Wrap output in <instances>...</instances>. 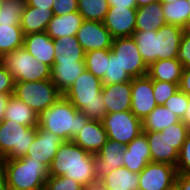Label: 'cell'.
<instances>
[{
    "label": "cell",
    "mask_w": 190,
    "mask_h": 190,
    "mask_svg": "<svg viewBox=\"0 0 190 190\" xmlns=\"http://www.w3.org/2000/svg\"><path fill=\"white\" fill-rule=\"evenodd\" d=\"M49 176L72 178L82 186L96 182L95 155L83 150L71 141H63L50 167Z\"/></svg>",
    "instance_id": "cell-1"
},
{
    "label": "cell",
    "mask_w": 190,
    "mask_h": 190,
    "mask_svg": "<svg viewBox=\"0 0 190 190\" xmlns=\"http://www.w3.org/2000/svg\"><path fill=\"white\" fill-rule=\"evenodd\" d=\"M89 118L79 111L64 95L48 109L38 114V126L51 131L64 141H71Z\"/></svg>",
    "instance_id": "cell-2"
},
{
    "label": "cell",
    "mask_w": 190,
    "mask_h": 190,
    "mask_svg": "<svg viewBox=\"0 0 190 190\" xmlns=\"http://www.w3.org/2000/svg\"><path fill=\"white\" fill-rule=\"evenodd\" d=\"M102 86L101 79L86 69L63 95L89 120L102 122L107 115Z\"/></svg>",
    "instance_id": "cell-3"
},
{
    "label": "cell",
    "mask_w": 190,
    "mask_h": 190,
    "mask_svg": "<svg viewBox=\"0 0 190 190\" xmlns=\"http://www.w3.org/2000/svg\"><path fill=\"white\" fill-rule=\"evenodd\" d=\"M0 174L10 190H44L49 177L45 164L26 156L0 160Z\"/></svg>",
    "instance_id": "cell-4"
},
{
    "label": "cell",
    "mask_w": 190,
    "mask_h": 190,
    "mask_svg": "<svg viewBox=\"0 0 190 190\" xmlns=\"http://www.w3.org/2000/svg\"><path fill=\"white\" fill-rule=\"evenodd\" d=\"M0 62L13 76L15 82H35L51 79V67L38 62L23 47L3 55Z\"/></svg>",
    "instance_id": "cell-5"
},
{
    "label": "cell",
    "mask_w": 190,
    "mask_h": 190,
    "mask_svg": "<svg viewBox=\"0 0 190 190\" xmlns=\"http://www.w3.org/2000/svg\"><path fill=\"white\" fill-rule=\"evenodd\" d=\"M36 132L37 127H28L11 120L0 122V160L25 156Z\"/></svg>",
    "instance_id": "cell-6"
},
{
    "label": "cell",
    "mask_w": 190,
    "mask_h": 190,
    "mask_svg": "<svg viewBox=\"0 0 190 190\" xmlns=\"http://www.w3.org/2000/svg\"><path fill=\"white\" fill-rule=\"evenodd\" d=\"M18 100L33 109L37 115L53 105L63 94L51 79L35 82H15L14 93Z\"/></svg>",
    "instance_id": "cell-7"
},
{
    "label": "cell",
    "mask_w": 190,
    "mask_h": 190,
    "mask_svg": "<svg viewBox=\"0 0 190 190\" xmlns=\"http://www.w3.org/2000/svg\"><path fill=\"white\" fill-rule=\"evenodd\" d=\"M108 139L126 146L138 137L142 130V120L131 111L107 114L102 120Z\"/></svg>",
    "instance_id": "cell-8"
},
{
    "label": "cell",
    "mask_w": 190,
    "mask_h": 190,
    "mask_svg": "<svg viewBox=\"0 0 190 190\" xmlns=\"http://www.w3.org/2000/svg\"><path fill=\"white\" fill-rule=\"evenodd\" d=\"M110 50L131 78L147 75L148 66L142 59L137 44L132 37L113 39Z\"/></svg>",
    "instance_id": "cell-9"
},
{
    "label": "cell",
    "mask_w": 190,
    "mask_h": 190,
    "mask_svg": "<svg viewBox=\"0 0 190 190\" xmlns=\"http://www.w3.org/2000/svg\"><path fill=\"white\" fill-rule=\"evenodd\" d=\"M176 175L175 166L149 162L139 173L138 190H168L175 184Z\"/></svg>",
    "instance_id": "cell-10"
},
{
    "label": "cell",
    "mask_w": 190,
    "mask_h": 190,
    "mask_svg": "<svg viewBox=\"0 0 190 190\" xmlns=\"http://www.w3.org/2000/svg\"><path fill=\"white\" fill-rule=\"evenodd\" d=\"M131 90V112L143 120L157 106L153 94V80L148 75L132 78Z\"/></svg>",
    "instance_id": "cell-11"
},
{
    "label": "cell",
    "mask_w": 190,
    "mask_h": 190,
    "mask_svg": "<svg viewBox=\"0 0 190 190\" xmlns=\"http://www.w3.org/2000/svg\"><path fill=\"white\" fill-rule=\"evenodd\" d=\"M76 37L86 52L111 49L113 38L103 22L83 20Z\"/></svg>",
    "instance_id": "cell-12"
},
{
    "label": "cell",
    "mask_w": 190,
    "mask_h": 190,
    "mask_svg": "<svg viewBox=\"0 0 190 190\" xmlns=\"http://www.w3.org/2000/svg\"><path fill=\"white\" fill-rule=\"evenodd\" d=\"M103 24L113 39L132 37L136 24V8L110 6Z\"/></svg>",
    "instance_id": "cell-13"
},
{
    "label": "cell",
    "mask_w": 190,
    "mask_h": 190,
    "mask_svg": "<svg viewBox=\"0 0 190 190\" xmlns=\"http://www.w3.org/2000/svg\"><path fill=\"white\" fill-rule=\"evenodd\" d=\"M63 141V139L51 131L44 130L40 126H37L35 138L25 156L35 161L39 160L49 168L59 145Z\"/></svg>",
    "instance_id": "cell-14"
},
{
    "label": "cell",
    "mask_w": 190,
    "mask_h": 190,
    "mask_svg": "<svg viewBox=\"0 0 190 190\" xmlns=\"http://www.w3.org/2000/svg\"><path fill=\"white\" fill-rule=\"evenodd\" d=\"M124 149V145L111 139H108L101 147L95 155V173L98 180H101L110 171L124 167Z\"/></svg>",
    "instance_id": "cell-15"
},
{
    "label": "cell",
    "mask_w": 190,
    "mask_h": 190,
    "mask_svg": "<svg viewBox=\"0 0 190 190\" xmlns=\"http://www.w3.org/2000/svg\"><path fill=\"white\" fill-rule=\"evenodd\" d=\"M101 93L106 106L107 114L131 111V81L103 85Z\"/></svg>",
    "instance_id": "cell-16"
},
{
    "label": "cell",
    "mask_w": 190,
    "mask_h": 190,
    "mask_svg": "<svg viewBox=\"0 0 190 190\" xmlns=\"http://www.w3.org/2000/svg\"><path fill=\"white\" fill-rule=\"evenodd\" d=\"M123 165L133 173L139 174L149 162H152L150 148L143 132L125 146Z\"/></svg>",
    "instance_id": "cell-17"
},
{
    "label": "cell",
    "mask_w": 190,
    "mask_h": 190,
    "mask_svg": "<svg viewBox=\"0 0 190 190\" xmlns=\"http://www.w3.org/2000/svg\"><path fill=\"white\" fill-rule=\"evenodd\" d=\"M23 48L27 50L38 62L52 67L55 60L53 39L46 31L24 35Z\"/></svg>",
    "instance_id": "cell-18"
},
{
    "label": "cell",
    "mask_w": 190,
    "mask_h": 190,
    "mask_svg": "<svg viewBox=\"0 0 190 190\" xmlns=\"http://www.w3.org/2000/svg\"><path fill=\"white\" fill-rule=\"evenodd\" d=\"M108 135L103 123L89 120L86 125L77 133L72 141L88 153L96 155L101 147L107 142Z\"/></svg>",
    "instance_id": "cell-19"
},
{
    "label": "cell",
    "mask_w": 190,
    "mask_h": 190,
    "mask_svg": "<svg viewBox=\"0 0 190 190\" xmlns=\"http://www.w3.org/2000/svg\"><path fill=\"white\" fill-rule=\"evenodd\" d=\"M184 31L172 24H165L157 30V60L176 59Z\"/></svg>",
    "instance_id": "cell-20"
},
{
    "label": "cell",
    "mask_w": 190,
    "mask_h": 190,
    "mask_svg": "<svg viewBox=\"0 0 190 190\" xmlns=\"http://www.w3.org/2000/svg\"><path fill=\"white\" fill-rule=\"evenodd\" d=\"M150 148L152 162L177 165L179 152L161 132H144Z\"/></svg>",
    "instance_id": "cell-21"
},
{
    "label": "cell",
    "mask_w": 190,
    "mask_h": 190,
    "mask_svg": "<svg viewBox=\"0 0 190 190\" xmlns=\"http://www.w3.org/2000/svg\"><path fill=\"white\" fill-rule=\"evenodd\" d=\"M85 70V62L54 63L51 67L52 83L64 94Z\"/></svg>",
    "instance_id": "cell-22"
},
{
    "label": "cell",
    "mask_w": 190,
    "mask_h": 190,
    "mask_svg": "<svg viewBox=\"0 0 190 190\" xmlns=\"http://www.w3.org/2000/svg\"><path fill=\"white\" fill-rule=\"evenodd\" d=\"M82 22L83 17L78 11L66 15H53L46 33L53 40L61 37L76 36Z\"/></svg>",
    "instance_id": "cell-23"
},
{
    "label": "cell",
    "mask_w": 190,
    "mask_h": 190,
    "mask_svg": "<svg viewBox=\"0 0 190 190\" xmlns=\"http://www.w3.org/2000/svg\"><path fill=\"white\" fill-rule=\"evenodd\" d=\"M167 24L162 4L155 1L143 7L136 8L135 31H157Z\"/></svg>",
    "instance_id": "cell-24"
},
{
    "label": "cell",
    "mask_w": 190,
    "mask_h": 190,
    "mask_svg": "<svg viewBox=\"0 0 190 190\" xmlns=\"http://www.w3.org/2000/svg\"><path fill=\"white\" fill-rule=\"evenodd\" d=\"M53 44L55 50L54 63L84 62L85 51L76 36L54 39Z\"/></svg>",
    "instance_id": "cell-25"
},
{
    "label": "cell",
    "mask_w": 190,
    "mask_h": 190,
    "mask_svg": "<svg viewBox=\"0 0 190 190\" xmlns=\"http://www.w3.org/2000/svg\"><path fill=\"white\" fill-rule=\"evenodd\" d=\"M52 17L53 11L48 8L25 6L20 22L24 35L46 31Z\"/></svg>",
    "instance_id": "cell-26"
},
{
    "label": "cell",
    "mask_w": 190,
    "mask_h": 190,
    "mask_svg": "<svg viewBox=\"0 0 190 190\" xmlns=\"http://www.w3.org/2000/svg\"><path fill=\"white\" fill-rule=\"evenodd\" d=\"M183 66L177 59L156 60L148 66L147 75L153 81L179 83Z\"/></svg>",
    "instance_id": "cell-27"
},
{
    "label": "cell",
    "mask_w": 190,
    "mask_h": 190,
    "mask_svg": "<svg viewBox=\"0 0 190 190\" xmlns=\"http://www.w3.org/2000/svg\"><path fill=\"white\" fill-rule=\"evenodd\" d=\"M4 120H11L17 124L25 125L28 127L38 126L37 113L13 95L9 96L8 98L4 112Z\"/></svg>",
    "instance_id": "cell-28"
},
{
    "label": "cell",
    "mask_w": 190,
    "mask_h": 190,
    "mask_svg": "<svg viewBox=\"0 0 190 190\" xmlns=\"http://www.w3.org/2000/svg\"><path fill=\"white\" fill-rule=\"evenodd\" d=\"M107 190H138L139 174L126 167L116 168L100 180Z\"/></svg>",
    "instance_id": "cell-29"
},
{
    "label": "cell",
    "mask_w": 190,
    "mask_h": 190,
    "mask_svg": "<svg viewBox=\"0 0 190 190\" xmlns=\"http://www.w3.org/2000/svg\"><path fill=\"white\" fill-rule=\"evenodd\" d=\"M177 115L164 105H157L154 110L142 120L143 132H161L165 128L180 122Z\"/></svg>",
    "instance_id": "cell-30"
},
{
    "label": "cell",
    "mask_w": 190,
    "mask_h": 190,
    "mask_svg": "<svg viewBox=\"0 0 190 190\" xmlns=\"http://www.w3.org/2000/svg\"><path fill=\"white\" fill-rule=\"evenodd\" d=\"M24 33L20 25L0 24V58L22 48Z\"/></svg>",
    "instance_id": "cell-31"
},
{
    "label": "cell",
    "mask_w": 190,
    "mask_h": 190,
    "mask_svg": "<svg viewBox=\"0 0 190 190\" xmlns=\"http://www.w3.org/2000/svg\"><path fill=\"white\" fill-rule=\"evenodd\" d=\"M157 31H134L132 38L135 40L142 59L149 66L157 60Z\"/></svg>",
    "instance_id": "cell-32"
},
{
    "label": "cell",
    "mask_w": 190,
    "mask_h": 190,
    "mask_svg": "<svg viewBox=\"0 0 190 190\" xmlns=\"http://www.w3.org/2000/svg\"><path fill=\"white\" fill-rule=\"evenodd\" d=\"M189 8L190 4L187 0H176L162 4L166 23L188 30Z\"/></svg>",
    "instance_id": "cell-33"
},
{
    "label": "cell",
    "mask_w": 190,
    "mask_h": 190,
    "mask_svg": "<svg viewBox=\"0 0 190 190\" xmlns=\"http://www.w3.org/2000/svg\"><path fill=\"white\" fill-rule=\"evenodd\" d=\"M78 12L83 20L103 22L110 8L107 0H77Z\"/></svg>",
    "instance_id": "cell-34"
},
{
    "label": "cell",
    "mask_w": 190,
    "mask_h": 190,
    "mask_svg": "<svg viewBox=\"0 0 190 190\" xmlns=\"http://www.w3.org/2000/svg\"><path fill=\"white\" fill-rule=\"evenodd\" d=\"M107 61H109V50H91L85 53L86 69L100 79L107 72Z\"/></svg>",
    "instance_id": "cell-35"
},
{
    "label": "cell",
    "mask_w": 190,
    "mask_h": 190,
    "mask_svg": "<svg viewBox=\"0 0 190 190\" xmlns=\"http://www.w3.org/2000/svg\"><path fill=\"white\" fill-rule=\"evenodd\" d=\"M26 0L0 3V24L20 25Z\"/></svg>",
    "instance_id": "cell-36"
},
{
    "label": "cell",
    "mask_w": 190,
    "mask_h": 190,
    "mask_svg": "<svg viewBox=\"0 0 190 190\" xmlns=\"http://www.w3.org/2000/svg\"><path fill=\"white\" fill-rule=\"evenodd\" d=\"M132 78L121 67L114 53L109 49V61H107V72L101 79L103 85L129 82Z\"/></svg>",
    "instance_id": "cell-37"
},
{
    "label": "cell",
    "mask_w": 190,
    "mask_h": 190,
    "mask_svg": "<svg viewBox=\"0 0 190 190\" xmlns=\"http://www.w3.org/2000/svg\"><path fill=\"white\" fill-rule=\"evenodd\" d=\"M190 129L182 122L175 123L161 131L172 146L178 151H181L182 145L186 140Z\"/></svg>",
    "instance_id": "cell-38"
},
{
    "label": "cell",
    "mask_w": 190,
    "mask_h": 190,
    "mask_svg": "<svg viewBox=\"0 0 190 190\" xmlns=\"http://www.w3.org/2000/svg\"><path fill=\"white\" fill-rule=\"evenodd\" d=\"M153 91L157 105L163 106L171 96L179 91V83L153 81Z\"/></svg>",
    "instance_id": "cell-39"
},
{
    "label": "cell",
    "mask_w": 190,
    "mask_h": 190,
    "mask_svg": "<svg viewBox=\"0 0 190 190\" xmlns=\"http://www.w3.org/2000/svg\"><path fill=\"white\" fill-rule=\"evenodd\" d=\"M188 102L189 96L179 90L165 102L164 106L182 120L185 115Z\"/></svg>",
    "instance_id": "cell-40"
},
{
    "label": "cell",
    "mask_w": 190,
    "mask_h": 190,
    "mask_svg": "<svg viewBox=\"0 0 190 190\" xmlns=\"http://www.w3.org/2000/svg\"><path fill=\"white\" fill-rule=\"evenodd\" d=\"M82 185L72 178L63 176H49L44 190H81Z\"/></svg>",
    "instance_id": "cell-41"
},
{
    "label": "cell",
    "mask_w": 190,
    "mask_h": 190,
    "mask_svg": "<svg viewBox=\"0 0 190 190\" xmlns=\"http://www.w3.org/2000/svg\"><path fill=\"white\" fill-rule=\"evenodd\" d=\"M177 173L190 174V131L179 152V159L176 165Z\"/></svg>",
    "instance_id": "cell-42"
},
{
    "label": "cell",
    "mask_w": 190,
    "mask_h": 190,
    "mask_svg": "<svg viewBox=\"0 0 190 190\" xmlns=\"http://www.w3.org/2000/svg\"><path fill=\"white\" fill-rule=\"evenodd\" d=\"M176 59L183 68H190V30H185L181 36Z\"/></svg>",
    "instance_id": "cell-43"
},
{
    "label": "cell",
    "mask_w": 190,
    "mask_h": 190,
    "mask_svg": "<svg viewBox=\"0 0 190 190\" xmlns=\"http://www.w3.org/2000/svg\"><path fill=\"white\" fill-rule=\"evenodd\" d=\"M14 87H15V81L13 76L0 62V94L13 95Z\"/></svg>",
    "instance_id": "cell-44"
},
{
    "label": "cell",
    "mask_w": 190,
    "mask_h": 190,
    "mask_svg": "<svg viewBox=\"0 0 190 190\" xmlns=\"http://www.w3.org/2000/svg\"><path fill=\"white\" fill-rule=\"evenodd\" d=\"M77 0H54L53 15H66L78 11Z\"/></svg>",
    "instance_id": "cell-45"
},
{
    "label": "cell",
    "mask_w": 190,
    "mask_h": 190,
    "mask_svg": "<svg viewBox=\"0 0 190 190\" xmlns=\"http://www.w3.org/2000/svg\"><path fill=\"white\" fill-rule=\"evenodd\" d=\"M179 90L190 95V68H183L182 76L179 82Z\"/></svg>",
    "instance_id": "cell-46"
},
{
    "label": "cell",
    "mask_w": 190,
    "mask_h": 190,
    "mask_svg": "<svg viewBox=\"0 0 190 190\" xmlns=\"http://www.w3.org/2000/svg\"><path fill=\"white\" fill-rule=\"evenodd\" d=\"M175 185L179 190H190V174L177 173Z\"/></svg>",
    "instance_id": "cell-47"
},
{
    "label": "cell",
    "mask_w": 190,
    "mask_h": 190,
    "mask_svg": "<svg viewBox=\"0 0 190 190\" xmlns=\"http://www.w3.org/2000/svg\"><path fill=\"white\" fill-rule=\"evenodd\" d=\"M54 0H26V6L52 10Z\"/></svg>",
    "instance_id": "cell-48"
},
{
    "label": "cell",
    "mask_w": 190,
    "mask_h": 190,
    "mask_svg": "<svg viewBox=\"0 0 190 190\" xmlns=\"http://www.w3.org/2000/svg\"><path fill=\"white\" fill-rule=\"evenodd\" d=\"M110 6L137 8L136 0H107Z\"/></svg>",
    "instance_id": "cell-49"
},
{
    "label": "cell",
    "mask_w": 190,
    "mask_h": 190,
    "mask_svg": "<svg viewBox=\"0 0 190 190\" xmlns=\"http://www.w3.org/2000/svg\"><path fill=\"white\" fill-rule=\"evenodd\" d=\"M81 190H107L100 180L82 186Z\"/></svg>",
    "instance_id": "cell-50"
},
{
    "label": "cell",
    "mask_w": 190,
    "mask_h": 190,
    "mask_svg": "<svg viewBox=\"0 0 190 190\" xmlns=\"http://www.w3.org/2000/svg\"><path fill=\"white\" fill-rule=\"evenodd\" d=\"M11 95H1L0 94V122L4 120V112L8 102V98Z\"/></svg>",
    "instance_id": "cell-51"
},
{
    "label": "cell",
    "mask_w": 190,
    "mask_h": 190,
    "mask_svg": "<svg viewBox=\"0 0 190 190\" xmlns=\"http://www.w3.org/2000/svg\"><path fill=\"white\" fill-rule=\"evenodd\" d=\"M181 121L190 129V95H189V102H188L187 109L185 111V115Z\"/></svg>",
    "instance_id": "cell-52"
},
{
    "label": "cell",
    "mask_w": 190,
    "mask_h": 190,
    "mask_svg": "<svg viewBox=\"0 0 190 190\" xmlns=\"http://www.w3.org/2000/svg\"><path fill=\"white\" fill-rule=\"evenodd\" d=\"M0 190H10L6 179L0 174Z\"/></svg>",
    "instance_id": "cell-53"
},
{
    "label": "cell",
    "mask_w": 190,
    "mask_h": 190,
    "mask_svg": "<svg viewBox=\"0 0 190 190\" xmlns=\"http://www.w3.org/2000/svg\"><path fill=\"white\" fill-rule=\"evenodd\" d=\"M155 1L157 0H136V3H137V7H143Z\"/></svg>",
    "instance_id": "cell-54"
},
{
    "label": "cell",
    "mask_w": 190,
    "mask_h": 190,
    "mask_svg": "<svg viewBox=\"0 0 190 190\" xmlns=\"http://www.w3.org/2000/svg\"><path fill=\"white\" fill-rule=\"evenodd\" d=\"M176 0H157V2L161 3V4H166V3H170Z\"/></svg>",
    "instance_id": "cell-55"
},
{
    "label": "cell",
    "mask_w": 190,
    "mask_h": 190,
    "mask_svg": "<svg viewBox=\"0 0 190 190\" xmlns=\"http://www.w3.org/2000/svg\"><path fill=\"white\" fill-rule=\"evenodd\" d=\"M190 4V0H187ZM188 30H190V8H189V17H188Z\"/></svg>",
    "instance_id": "cell-56"
},
{
    "label": "cell",
    "mask_w": 190,
    "mask_h": 190,
    "mask_svg": "<svg viewBox=\"0 0 190 190\" xmlns=\"http://www.w3.org/2000/svg\"><path fill=\"white\" fill-rule=\"evenodd\" d=\"M168 190H179L178 188H177V186L174 184L170 189H168Z\"/></svg>",
    "instance_id": "cell-57"
},
{
    "label": "cell",
    "mask_w": 190,
    "mask_h": 190,
    "mask_svg": "<svg viewBox=\"0 0 190 190\" xmlns=\"http://www.w3.org/2000/svg\"><path fill=\"white\" fill-rule=\"evenodd\" d=\"M7 1H15V0H0V3L7 2Z\"/></svg>",
    "instance_id": "cell-58"
}]
</instances>
